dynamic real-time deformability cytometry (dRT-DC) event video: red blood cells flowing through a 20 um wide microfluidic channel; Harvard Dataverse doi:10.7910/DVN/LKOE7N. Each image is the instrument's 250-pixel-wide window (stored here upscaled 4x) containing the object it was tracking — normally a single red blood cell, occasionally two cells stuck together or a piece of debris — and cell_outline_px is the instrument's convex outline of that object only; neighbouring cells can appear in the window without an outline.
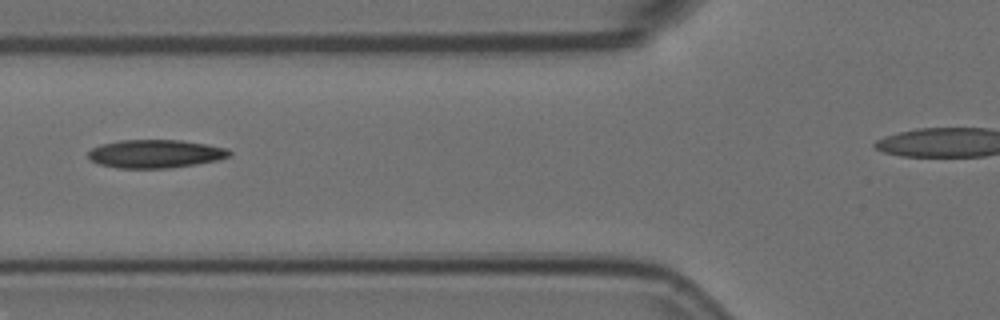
{"species": "Egyptian fruit bat (a non-hibernating species)", "species_latin": "Rousettus aegyptiacus", "temperature_condition": "room temperature", "stored_images_in_passage": 6, "segment_of_instrument_passage": [1, 2], "camera_frame_rate_fps": 3000, "um_per_image_px": 0.085, "animal": {"sex": "female"}, "frame": {"image": 1, "passage_image": 5, "time_ms": 1.333, "image_size_px": [1000, 320], "cell_outline_px": [[232, 156], [216, 160], [196, 164], [168, 168], [116, 168], [100, 164], [92, 160], [88, 156], [88, 152], [92, 148], [100, 144], [120, 140], [180, 140], [208, 144], [228, 148], [232, 152]], "centroid_in_image_um": [13.24, 13.06], "position_along_channel_um": 112.6, "area_um2": 23.35}}